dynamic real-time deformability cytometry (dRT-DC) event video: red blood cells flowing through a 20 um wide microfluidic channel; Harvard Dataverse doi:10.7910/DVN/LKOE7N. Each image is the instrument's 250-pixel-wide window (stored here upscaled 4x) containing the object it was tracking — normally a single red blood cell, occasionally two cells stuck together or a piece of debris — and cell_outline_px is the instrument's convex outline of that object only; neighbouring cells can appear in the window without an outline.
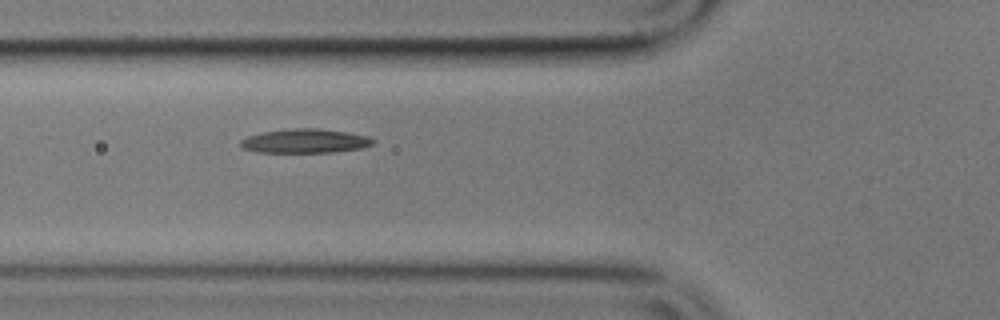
{"species": "common noctule bat (a hibernating species)", "species_latin": "Nyctalus noctula", "temperature_condition": "cold", "stored_images_in_passage": 5, "camera_frame_rate_fps": 3000, "um_per_image_px": 0.085, "animal": {"sex": "male", "body_mass_g": 17.9}, "frame": {"image": 1, "passage_image": 5, "time_ms": 5.0, "image_size_px": [1000, 320], "cell_outline_px": [[376, 140], [372, 144], [364, 148], [336, 152], [256, 152], [240, 148], [240, 140], [248, 136], [264, 132], [292, 128], [320, 128], [348, 132], [368, 136]], "centroid_in_image_um": [25.95, 11.98], "position_along_channel_um": 99.8, "area_um2": 18.79}}